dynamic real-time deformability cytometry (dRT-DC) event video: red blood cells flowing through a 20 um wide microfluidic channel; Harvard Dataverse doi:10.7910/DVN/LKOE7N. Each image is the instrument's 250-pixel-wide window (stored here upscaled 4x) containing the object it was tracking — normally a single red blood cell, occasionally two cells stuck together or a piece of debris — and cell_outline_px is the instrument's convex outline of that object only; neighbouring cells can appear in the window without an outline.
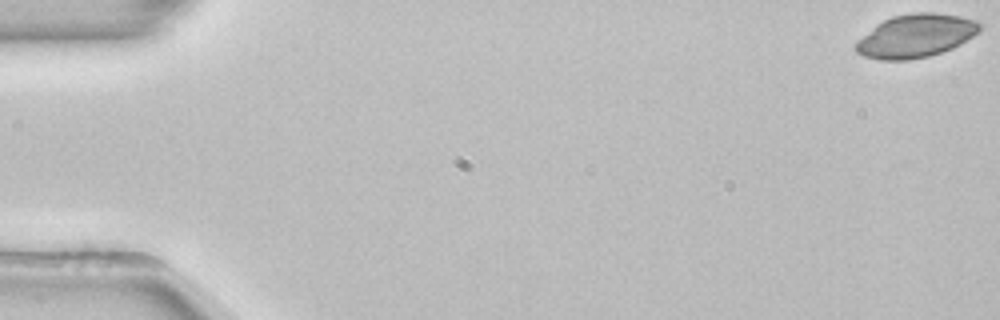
{"species": "common noctule bat (a hibernating species)", "species_latin": "Nyctalus noctula", "temperature_condition": "room temperature", "stored_images_in_passage": 11, "camera_frame_rate_fps": 3000, "um_per_image_px": 0.085, "animal": {"sex": "female", "body_mass_g": 22.7, "forearm_length_mm": 54.2}, "frame": {"image": 1, "passage_image": 1, "time_ms": 0.0, "image_size_px": [1000, 320], "cell_outline_px": [[980, 32], [960, 44], [952, 48], [928, 56], [908, 60], [880, 60], [864, 56], [856, 52], [856, 44], [876, 24], [892, 16], [912, 12], [932, 12], [960, 16], [980, 20]], "centroid_in_image_um": [77.89, 3.03], "position_along_channel_um": 7.1, "area_um2": 31.1}}